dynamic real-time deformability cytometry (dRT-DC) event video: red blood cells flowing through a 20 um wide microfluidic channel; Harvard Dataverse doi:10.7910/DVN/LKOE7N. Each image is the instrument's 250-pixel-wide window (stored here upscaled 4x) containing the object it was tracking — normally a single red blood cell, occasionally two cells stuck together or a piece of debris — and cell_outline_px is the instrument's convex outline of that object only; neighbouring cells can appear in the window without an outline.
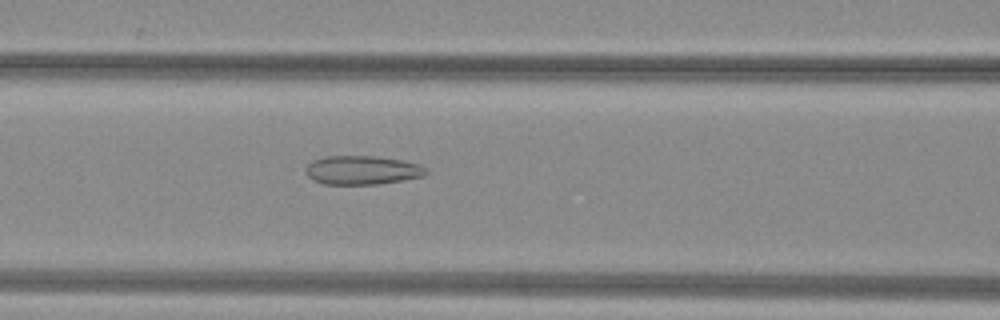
{"species": "common noctule bat (a hibernating species)", "species_latin": "Nyctalus noctula", "temperature_condition": "warm", "stored_images_in_passage": 52, "camera_frame_rate_fps": 3000, "um_per_image_px": 0.085, "animal": {"sex": "female", "body_mass_g": 29.2, "forearm_length_mm": 56.3}, "frame": {"image": 1, "passage_image": 23, "time_ms": 7.333, "image_size_px": [1000, 320], "cell_outline_px": [[428, 172], [424, 176], [380, 184], [324, 184], [312, 180], [304, 172], [304, 168], [312, 160], [324, 156], [376, 156], [404, 160], [420, 164]], "centroid_in_image_um": [30.75, 14.45], "position_along_channel_um": 135.8, "area_um2": 20.46}}
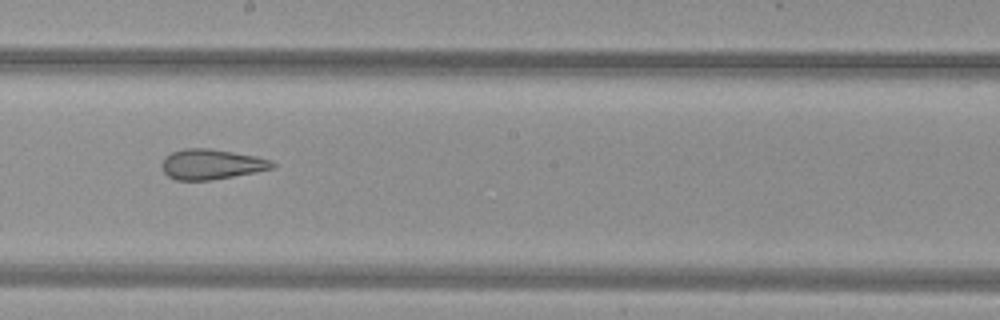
{"frame": {"image": 2, "passage_image": 30, "time_ms": 9.667, "image_size_px": [1000, 320], "cell_outline_px": [[276, 168], [256, 172], [208, 180], [176, 180], [168, 176], [160, 168], [160, 164], [164, 156], [172, 152], [184, 148], [208, 148], [256, 156], [272, 160], [276, 164]], "centroid_in_image_um": [17.95, 13.96], "position_along_channel_um": 230.2, "area_um2": 19.59}}
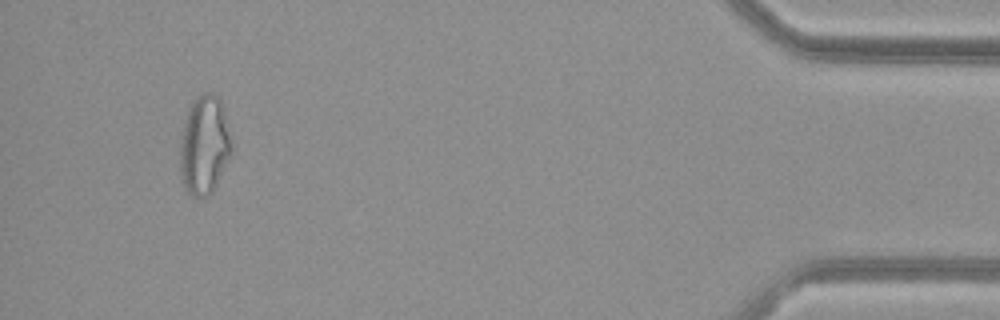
{"frame": {"image": 3, "passage_image": 49, "time_ms": 16.0, "image_size_px": [1000, 320], "cell_outline_px": [[232, 152], [212, 192], [208, 196], [192, 196], [184, 188], [180, 172], [180, 140], [188, 108], [192, 100], [196, 96], [204, 92], [212, 92], [220, 100], [224, 112], [232, 144]], "centroid_in_image_um": [17.35, 12.32], "position_along_channel_um": 417.8, "area_um2": 29.65}, "authors_computed_cell_mechanics": {"area_um2": 25.432, "velocity_mm_per_s": 4.0602, "shape_relaxation_time_tau1_ms": null, "shape_relaxation_time_tau2_ms": 2.0704, "deformation_change_tau1": null, "deformation_change_tau2": 0.1177}}